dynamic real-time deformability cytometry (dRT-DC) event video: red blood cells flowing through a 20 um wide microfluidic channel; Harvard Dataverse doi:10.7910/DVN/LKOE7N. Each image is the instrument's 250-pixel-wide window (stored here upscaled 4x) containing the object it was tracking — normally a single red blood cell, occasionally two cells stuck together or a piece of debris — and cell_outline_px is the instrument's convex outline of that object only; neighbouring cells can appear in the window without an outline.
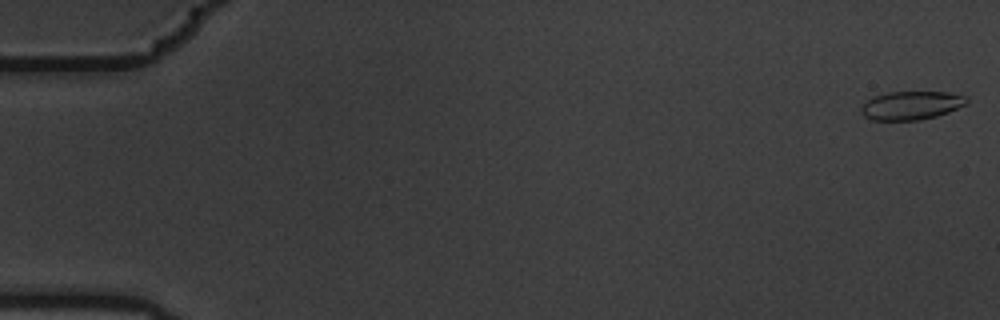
{"species": "common noctule bat (a hibernating species)", "species_latin": "Nyctalus noctula", "temperature_condition": "warm", "stored_images_in_passage": 6, "camera_frame_rate_fps": 3000, "um_per_image_px": 0.085, "animal": {"sex": "male", "body_mass_g": 19.5, "forearm_length_mm": 54.6}, "frame": {"image": 1, "passage_image": 1, "time_ms": 0.0, "image_size_px": [1000, 320], "cell_outline_px": [[968, 104], [948, 112], [936, 116], [920, 120], [872, 120], [864, 116], [860, 112], [860, 108], [864, 100], [872, 96], [888, 92], [948, 92], [968, 96]], "centroid_in_image_um": [77.44, 8.95], "position_along_channel_um": 7.6, "area_um2": 17.86}}